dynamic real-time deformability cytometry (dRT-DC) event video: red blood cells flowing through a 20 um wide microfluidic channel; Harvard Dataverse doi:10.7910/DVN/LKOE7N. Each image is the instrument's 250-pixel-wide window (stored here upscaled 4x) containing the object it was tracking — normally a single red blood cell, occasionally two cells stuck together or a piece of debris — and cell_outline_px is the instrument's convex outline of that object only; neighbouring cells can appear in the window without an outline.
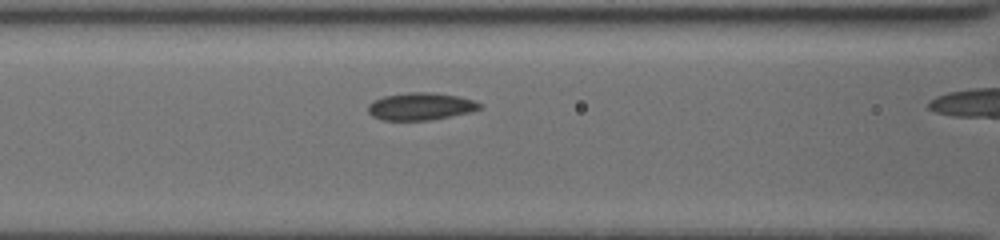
{"species": "common noctule bat (a hibernating species)", "species_latin": "Nyctalus noctula", "temperature_condition": "cold", "stored_images_in_passage": 11, "camera_frame_rate_fps": 3000, "um_per_image_px": 0.085, "animal": {"sex": "female", "body_mass_g": 19.5, "forearm_length_mm": 54.1}, "frame": {"image": 1, "passage_image": 10, "time_ms": 3.333, "image_size_px": [1000, 240], "cell_outline_px": [[480, 108], [472, 112], [428, 120], [384, 120], [372, 116], [368, 112], [368, 104], [372, 100], [384, 96], [408, 92], [432, 92], [456, 96], [472, 100], [480, 104]], "centroid_in_image_um": [35.7, 9.04], "position_along_channel_um": 130.9, "area_um2": 17.69}}